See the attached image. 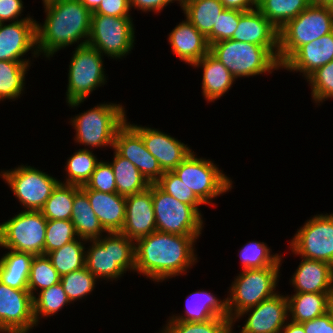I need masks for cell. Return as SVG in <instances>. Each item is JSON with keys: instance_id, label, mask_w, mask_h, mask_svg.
I'll use <instances>...</instances> for the list:
<instances>
[{"instance_id": "6da1fadb", "label": "cell", "mask_w": 333, "mask_h": 333, "mask_svg": "<svg viewBox=\"0 0 333 333\" xmlns=\"http://www.w3.org/2000/svg\"><path fill=\"white\" fill-rule=\"evenodd\" d=\"M200 236L154 231L135 242V272L154 282L186 275L198 261L195 244Z\"/></svg>"}, {"instance_id": "7a4b0ae2", "label": "cell", "mask_w": 333, "mask_h": 333, "mask_svg": "<svg viewBox=\"0 0 333 333\" xmlns=\"http://www.w3.org/2000/svg\"><path fill=\"white\" fill-rule=\"evenodd\" d=\"M43 5L46 18L36 24L39 56L50 60L61 49L88 43L92 12L80 0H49Z\"/></svg>"}, {"instance_id": "3957f363", "label": "cell", "mask_w": 333, "mask_h": 333, "mask_svg": "<svg viewBox=\"0 0 333 333\" xmlns=\"http://www.w3.org/2000/svg\"><path fill=\"white\" fill-rule=\"evenodd\" d=\"M87 243L85 267L99 281H117L127 271L135 272V242L121 232H107Z\"/></svg>"}, {"instance_id": "277c9868", "label": "cell", "mask_w": 333, "mask_h": 333, "mask_svg": "<svg viewBox=\"0 0 333 333\" xmlns=\"http://www.w3.org/2000/svg\"><path fill=\"white\" fill-rule=\"evenodd\" d=\"M125 107L122 104L103 102L83 113L70 118L75 129V143L85 145L82 149H113L118 129L126 122Z\"/></svg>"}, {"instance_id": "5b68a950", "label": "cell", "mask_w": 333, "mask_h": 333, "mask_svg": "<svg viewBox=\"0 0 333 333\" xmlns=\"http://www.w3.org/2000/svg\"><path fill=\"white\" fill-rule=\"evenodd\" d=\"M210 53L236 78L272 74L281 69L278 59L260 45L234 39L222 40L210 45Z\"/></svg>"}, {"instance_id": "8992f818", "label": "cell", "mask_w": 333, "mask_h": 333, "mask_svg": "<svg viewBox=\"0 0 333 333\" xmlns=\"http://www.w3.org/2000/svg\"><path fill=\"white\" fill-rule=\"evenodd\" d=\"M332 31L333 7L310 4L279 29V64L282 66L302 45Z\"/></svg>"}, {"instance_id": "52a82bcc", "label": "cell", "mask_w": 333, "mask_h": 333, "mask_svg": "<svg viewBox=\"0 0 333 333\" xmlns=\"http://www.w3.org/2000/svg\"><path fill=\"white\" fill-rule=\"evenodd\" d=\"M68 69L66 103L79 108L98 87L107 84L104 56L88 44L76 46Z\"/></svg>"}, {"instance_id": "ba28073f", "label": "cell", "mask_w": 333, "mask_h": 333, "mask_svg": "<svg viewBox=\"0 0 333 333\" xmlns=\"http://www.w3.org/2000/svg\"><path fill=\"white\" fill-rule=\"evenodd\" d=\"M280 267L244 269L235 276L227 296V310L232 321L245 309L257 306L278 293L276 287L280 279Z\"/></svg>"}, {"instance_id": "9c48e42d", "label": "cell", "mask_w": 333, "mask_h": 333, "mask_svg": "<svg viewBox=\"0 0 333 333\" xmlns=\"http://www.w3.org/2000/svg\"><path fill=\"white\" fill-rule=\"evenodd\" d=\"M210 159L199 157L194 151L173 172L205 204L233 189V181Z\"/></svg>"}, {"instance_id": "30bf717a", "label": "cell", "mask_w": 333, "mask_h": 333, "mask_svg": "<svg viewBox=\"0 0 333 333\" xmlns=\"http://www.w3.org/2000/svg\"><path fill=\"white\" fill-rule=\"evenodd\" d=\"M132 17L92 15L88 45L103 56L123 59L135 46V27Z\"/></svg>"}, {"instance_id": "8fae6325", "label": "cell", "mask_w": 333, "mask_h": 333, "mask_svg": "<svg viewBox=\"0 0 333 333\" xmlns=\"http://www.w3.org/2000/svg\"><path fill=\"white\" fill-rule=\"evenodd\" d=\"M152 203L157 231L183 236H201L203 217L191 206L180 202L152 183Z\"/></svg>"}, {"instance_id": "7c38bea8", "label": "cell", "mask_w": 333, "mask_h": 333, "mask_svg": "<svg viewBox=\"0 0 333 333\" xmlns=\"http://www.w3.org/2000/svg\"><path fill=\"white\" fill-rule=\"evenodd\" d=\"M0 177L10 187L24 211H40L61 181L34 166L21 164L1 170Z\"/></svg>"}, {"instance_id": "4fadbf2b", "label": "cell", "mask_w": 333, "mask_h": 333, "mask_svg": "<svg viewBox=\"0 0 333 333\" xmlns=\"http://www.w3.org/2000/svg\"><path fill=\"white\" fill-rule=\"evenodd\" d=\"M47 219L40 211H24L0 223V248L44 255Z\"/></svg>"}, {"instance_id": "5bb4252c", "label": "cell", "mask_w": 333, "mask_h": 333, "mask_svg": "<svg viewBox=\"0 0 333 333\" xmlns=\"http://www.w3.org/2000/svg\"><path fill=\"white\" fill-rule=\"evenodd\" d=\"M294 255L333 266V213L310 217L289 242Z\"/></svg>"}, {"instance_id": "9a60e30c", "label": "cell", "mask_w": 333, "mask_h": 333, "mask_svg": "<svg viewBox=\"0 0 333 333\" xmlns=\"http://www.w3.org/2000/svg\"><path fill=\"white\" fill-rule=\"evenodd\" d=\"M36 326L28 289L11 288L0 281V333H29Z\"/></svg>"}, {"instance_id": "2e32d148", "label": "cell", "mask_w": 333, "mask_h": 333, "mask_svg": "<svg viewBox=\"0 0 333 333\" xmlns=\"http://www.w3.org/2000/svg\"><path fill=\"white\" fill-rule=\"evenodd\" d=\"M244 315L248 317L239 333H280L289 320L286 294L278 292L257 306L245 309L235 317L233 324Z\"/></svg>"}, {"instance_id": "e0dca14e", "label": "cell", "mask_w": 333, "mask_h": 333, "mask_svg": "<svg viewBox=\"0 0 333 333\" xmlns=\"http://www.w3.org/2000/svg\"><path fill=\"white\" fill-rule=\"evenodd\" d=\"M113 149L135 165L150 184L156 183L164 174L156 158L146 149L141 135L130 125L128 119L118 129Z\"/></svg>"}, {"instance_id": "ac0fdd59", "label": "cell", "mask_w": 333, "mask_h": 333, "mask_svg": "<svg viewBox=\"0 0 333 333\" xmlns=\"http://www.w3.org/2000/svg\"><path fill=\"white\" fill-rule=\"evenodd\" d=\"M36 24V19L0 23V61L31 63L23 58L29 51L32 58L39 57Z\"/></svg>"}, {"instance_id": "d6986e66", "label": "cell", "mask_w": 333, "mask_h": 333, "mask_svg": "<svg viewBox=\"0 0 333 333\" xmlns=\"http://www.w3.org/2000/svg\"><path fill=\"white\" fill-rule=\"evenodd\" d=\"M142 137L146 149L156 158L161 169L173 171L193 150L177 138L154 127L130 124Z\"/></svg>"}, {"instance_id": "ffe728a7", "label": "cell", "mask_w": 333, "mask_h": 333, "mask_svg": "<svg viewBox=\"0 0 333 333\" xmlns=\"http://www.w3.org/2000/svg\"><path fill=\"white\" fill-rule=\"evenodd\" d=\"M156 230L151 183L146 190L126 196L125 221L121 233L136 242Z\"/></svg>"}, {"instance_id": "44dd1931", "label": "cell", "mask_w": 333, "mask_h": 333, "mask_svg": "<svg viewBox=\"0 0 333 333\" xmlns=\"http://www.w3.org/2000/svg\"><path fill=\"white\" fill-rule=\"evenodd\" d=\"M232 39L266 47L278 59L279 30L257 8L239 11Z\"/></svg>"}, {"instance_id": "7402d4cb", "label": "cell", "mask_w": 333, "mask_h": 333, "mask_svg": "<svg viewBox=\"0 0 333 333\" xmlns=\"http://www.w3.org/2000/svg\"><path fill=\"white\" fill-rule=\"evenodd\" d=\"M333 60V31L302 45L282 66L289 72H300L306 80L313 72Z\"/></svg>"}, {"instance_id": "603a6c76", "label": "cell", "mask_w": 333, "mask_h": 333, "mask_svg": "<svg viewBox=\"0 0 333 333\" xmlns=\"http://www.w3.org/2000/svg\"><path fill=\"white\" fill-rule=\"evenodd\" d=\"M167 40L173 54L188 66H192L210 52L207 38L186 17L168 34Z\"/></svg>"}, {"instance_id": "cb8c5ba5", "label": "cell", "mask_w": 333, "mask_h": 333, "mask_svg": "<svg viewBox=\"0 0 333 333\" xmlns=\"http://www.w3.org/2000/svg\"><path fill=\"white\" fill-rule=\"evenodd\" d=\"M301 258L292 278L289 279L294 292L331 293L333 266L324 261Z\"/></svg>"}, {"instance_id": "d4e9b609", "label": "cell", "mask_w": 333, "mask_h": 333, "mask_svg": "<svg viewBox=\"0 0 333 333\" xmlns=\"http://www.w3.org/2000/svg\"><path fill=\"white\" fill-rule=\"evenodd\" d=\"M216 317L229 318L227 298L200 289L187 296L184 315L172 314L167 321L205 322Z\"/></svg>"}, {"instance_id": "484cf974", "label": "cell", "mask_w": 333, "mask_h": 333, "mask_svg": "<svg viewBox=\"0 0 333 333\" xmlns=\"http://www.w3.org/2000/svg\"><path fill=\"white\" fill-rule=\"evenodd\" d=\"M88 197L92 210L106 232H121L126 213V196L81 189Z\"/></svg>"}, {"instance_id": "4316f807", "label": "cell", "mask_w": 333, "mask_h": 333, "mask_svg": "<svg viewBox=\"0 0 333 333\" xmlns=\"http://www.w3.org/2000/svg\"><path fill=\"white\" fill-rule=\"evenodd\" d=\"M194 68H202V96L207 103H213L225 96L235 84L236 78L231 72L210 52L201 60L192 65Z\"/></svg>"}, {"instance_id": "83f0119b", "label": "cell", "mask_w": 333, "mask_h": 333, "mask_svg": "<svg viewBox=\"0 0 333 333\" xmlns=\"http://www.w3.org/2000/svg\"><path fill=\"white\" fill-rule=\"evenodd\" d=\"M76 234L84 240H96L107 233L92 210L87 195L74 185V200L71 218Z\"/></svg>"}, {"instance_id": "f1b7e54d", "label": "cell", "mask_w": 333, "mask_h": 333, "mask_svg": "<svg viewBox=\"0 0 333 333\" xmlns=\"http://www.w3.org/2000/svg\"><path fill=\"white\" fill-rule=\"evenodd\" d=\"M0 258V281L15 289H28L31 263L35 255L7 249Z\"/></svg>"}, {"instance_id": "f546056e", "label": "cell", "mask_w": 333, "mask_h": 333, "mask_svg": "<svg viewBox=\"0 0 333 333\" xmlns=\"http://www.w3.org/2000/svg\"><path fill=\"white\" fill-rule=\"evenodd\" d=\"M330 293H294L286 295L288 319L295 323L310 321L327 313Z\"/></svg>"}, {"instance_id": "4dcf8cb0", "label": "cell", "mask_w": 333, "mask_h": 333, "mask_svg": "<svg viewBox=\"0 0 333 333\" xmlns=\"http://www.w3.org/2000/svg\"><path fill=\"white\" fill-rule=\"evenodd\" d=\"M193 26L201 32L211 45V31L219 15L225 10L220 0H187L182 8Z\"/></svg>"}, {"instance_id": "1f68e13d", "label": "cell", "mask_w": 333, "mask_h": 333, "mask_svg": "<svg viewBox=\"0 0 333 333\" xmlns=\"http://www.w3.org/2000/svg\"><path fill=\"white\" fill-rule=\"evenodd\" d=\"M113 161L109 162L115 176L117 193L123 196L146 190L150 183L128 159L120 156L114 149Z\"/></svg>"}, {"instance_id": "d6a6232c", "label": "cell", "mask_w": 333, "mask_h": 333, "mask_svg": "<svg viewBox=\"0 0 333 333\" xmlns=\"http://www.w3.org/2000/svg\"><path fill=\"white\" fill-rule=\"evenodd\" d=\"M31 64L0 61V102L5 100L15 101L25 93L26 74Z\"/></svg>"}, {"instance_id": "836d02e7", "label": "cell", "mask_w": 333, "mask_h": 333, "mask_svg": "<svg viewBox=\"0 0 333 333\" xmlns=\"http://www.w3.org/2000/svg\"><path fill=\"white\" fill-rule=\"evenodd\" d=\"M85 244H87V240L78 237L63 247L49 252L46 256L51 260L53 267L62 277L85 267Z\"/></svg>"}, {"instance_id": "e575fe53", "label": "cell", "mask_w": 333, "mask_h": 333, "mask_svg": "<svg viewBox=\"0 0 333 333\" xmlns=\"http://www.w3.org/2000/svg\"><path fill=\"white\" fill-rule=\"evenodd\" d=\"M311 4V0H258L257 9L279 30Z\"/></svg>"}, {"instance_id": "d590c367", "label": "cell", "mask_w": 333, "mask_h": 333, "mask_svg": "<svg viewBox=\"0 0 333 333\" xmlns=\"http://www.w3.org/2000/svg\"><path fill=\"white\" fill-rule=\"evenodd\" d=\"M100 161L93 153V150L80 148L67 158L66 166L64 167L66 172L65 180L60 182L79 187L84 186Z\"/></svg>"}, {"instance_id": "8d00e7d4", "label": "cell", "mask_w": 333, "mask_h": 333, "mask_svg": "<svg viewBox=\"0 0 333 333\" xmlns=\"http://www.w3.org/2000/svg\"><path fill=\"white\" fill-rule=\"evenodd\" d=\"M70 304L71 302L69 301L61 283L50 286L42 291H38L33 297V313L37 326L41 318L47 319V317L58 314V311H61L64 306Z\"/></svg>"}, {"instance_id": "74e56055", "label": "cell", "mask_w": 333, "mask_h": 333, "mask_svg": "<svg viewBox=\"0 0 333 333\" xmlns=\"http://www.w3.org/2000/svg\"><path fill=\"white\" fill-rule=\"evenodd\" d=\"M74 185L59 182L40 210L47 220H70Z\"/></svg>"}, {"instance_id": "f35d334b", "label": "cell", "mask_w": 333, "mask_h": 333, "mask_svg": "<svg viewBox=\"0 0 333 333\" xmlns=\"http://www.w3.org/2000/svg\"><path fill=\"white\" fill-rule=\"evenodd\" d=\"M238 253L242 262V270L281 266L283 262V256L278 253L272 254V249L265 242L249 241L241 247Z\"/></svg>"}, {"instance_id": "ab89813d", "label": "cell", "mask_w": 333, "mask_h": 333, "mask_svg": "<svg viewBox=\"0 0 333 333\" xmlns=\"http://www.w3.org/2000/svg\"><path fill=\"white\" fill-rule=\"evenodd\" d=\"M160 333H233L230 318L216 317L205 322L166 321Z\"/></svg>"}, {"instance_id": "60d3db41", "label": "cell", "mask_w": 333, "mask_h": 333, "mask_svg": "<svg viewBox=\"0 0 333 333\" xmlns=\"http://www.w3.org/2000/svg\"><path fill=\"white\" fill-rule=\"evenodd\" d=\"M61 276L55 270L51 260L46 255L34 256L28 280V291L34 297L38 290L42 291L60 283Z\"/></svg>"}, {"instance_id": "b9f144b4", "label": "cell", "mask_w": 333, "mask_h": 333, "mask_svg": "<svg viewBox=\"0 0 333 333\" xmlns=\"http://www.w3.org/2000/svg\"><path fill=\"white\" fill-rule=\"evenodd\" d=\"M98 279L86 268L70 272L61 277L60 283L69 301L73 304L77 300L86 299L96 288Z\"/></svg>"}, {"instance_id": "7bdbcfd3", "label": "cell", "mask_w": 333, "mask_h": 333, "mask_svg": "<svg viewBox=\"0 0 333 333\" xmlns=\"http://www.w3.org/2000/svg\"><path fill=\"white\" fill-rule=\"evenodd\" d=\"M156 184L164 192L173 196L178 201L191 205L201 216H203L199 207L204 203L173 171H165Z\"/></svg>"}, {"instance_id": "ee69618b", "label": "cell", "mask_w": 333, "mask_h": 333, "mask_svg": "<svg viewBox=\"0 0 333 333\" xmlns=\"http://www.w3.org/2000/svg\"><path fill=\"white\" fill-rule=\"evenodd\" d=\"M71 220H47L44 255L77 239Z\"/></svg>"}, {"instance_id": "f6af8a7d", "label": "cell", "mask_w": 333, "mask_h": 333, "mask_svg": "<svg viewBox=\"0 0 333 333\" xmlns=\"http://www.w3.org/2000/svg\"><path fill=\"white\" fill-rule=\"evenodd\" d=\"M316 105L333 98V60L313 72L307 79Z\"/></svg>"}, {"instance_id": "bcb514c9", "label": "cell", "mask_w": 333, "mask_h": 333, "mask_svg": "<svg viewBox=\"0 0 333 333\" xmlns=\"http://www.w3.org/2000/svg\"><path fill=\"white\" fill-rule=\"evenodd\" d=\"M80 188L98 190L104 193H117L115 176L109 161L101 160L89 181Z\"/></svg>"}, {"instance_id": "7dc6e473", "label": "cell", "mask_w": 333, "mask_h": 333, "mask_svg": "<svg viewBox=\"0 0 333 333\" xmlns=\"http://www.w3.org/2000/svg\"><path fill=\"white\" fill-rule=\"evenodd\" d=\"M239 10L225 9L218 17L211 31V44L222 40L232 39L238 28Z\"/></svg>"}, {"instance_id": "c3c4849f", "label": "cell", "mask_w": 333, "mask_h": 333, "mask_svg": "<svg viewBox=\"0 0 333 333\" xmlns=\"http://www.w3.org/2000/svg\"><path fill=\"white\" fill-rule=\"evenodd\" d=\"M129 0H102L92 15L131 17Z\"/></svg>"}, {"instance_id": "681fc988", "label": "cell", "mask_w": 333, "mask_h": 333, "mask_svg": "<svg viewBox=\"0 0 333 333\" xmlns=\"http://www.w3.org/2000/svg\"><path fill=\"white\" fill-rule=\"evenodd\" d=\"M23 5L24 2L22 0H0V23L34 20L30 15L21 18L24 11L23 8H25Z\"/></svg>"}, {"instance_id": "f907efd6", "label": "cell", "mask_w": 333, "mask_h": 333, "mask_svg": "<svg viewBox=\"0 0 333 333\" xmlns=\"http://www.w3.org/2000/svg\"><path fill=\"white\" fill-rule=\"evenodd\" d=\"M301 324L305 333H333V322L328 313Z\"/></svg>"}, {"instance_id": "816d5d0a", "label": "cell", "mask_w": 333, "mask_h": 333, "mask_svg": "<svg viewBox=\"0 0 333 333\" xmlns=\"http://www.w3.org/2000/svg\"><path fill=\"white\" fill-rule=\"evenodd\" d=\"M130 7L134 10H141V13H161L171 3L168 0H129Z\"/></svg>"}, {"instance_id": "f5cc1de1", "label": "cell", "mask_w": 333, "mask_h": 333, "mask_svg": "<svg viewBox=\"0 0 333 333\" xmlns=\"http://www.w3.org/2000/svg\"><path fill=\"white\" fill-rule=\"evenodd\" d=\"M225 9L249 11L257 8L258 0H220Z\"/></svg>"}, {"instance_id": "db71d44e", "label": "cell", "mask_w": 333, "mask_h": 333, "mask_svg": "<svg viewBox=\"0 0 333 333\" xmlns=\"http://www.w3.org/2000/svg\"><path fill=\"white\" fill-rule=\"evenodd\" d=\"M280 333H305V331L301 323H295L288 320Z\"/></svg>"}, {"instance_id": "11a10c76", "label": "cell", "mask_w": 333, "mask_h": 333, "mask_svg": "<svg viewBox=\"0 0 333 333\" xmlns=\"http://www.w3.org/2000/svg\"><path fill=\"white\" fill-rule=\"evenodd\" d=\"M102 0H80V2L92 13L99 7Z\"/></svg>"}, {"instance_id": "9f6ffc18", "label": "cell", "mask_w": 333, "mask_h": 333, "mask_svg": "<svg viewBox=\"0 0 333 333\" xmlns=\"http://www.w3.org/2000/svg\"><path fill=\"white\" fill-rule=\"evenodd\" d=\"M311 4L333 7V0H311Z\"/></svg>"}, {"instance_id": "6f0895ef", "label": "cell", "mask_w": 333, "mask_h": 333, "mask_svg": "<svg viewBox=\"0 0 333 333\" xmlns=\"http://www.w3.org/2000/svg\"><path fill=\"white\" fill-rule=\"evenodd\" d=\"M327 313L330 315V318L333 322V291L330 293L329 296Z\"/></svg>"}, {"instance_id": "680465c9", "label": "cell", "mask_w": 333, "mask_h": 333, "mask_svg": "<svg viewBox=\"0 0 333 333\" xmlns=\"http://www.w3.org/2000/svg\"><path fill=\"white\" fill-rule=\"evenodd\" d=\"M170 3H178L181 9L184 7L187 0H168Z\"/></svg>"}]
</instances>
